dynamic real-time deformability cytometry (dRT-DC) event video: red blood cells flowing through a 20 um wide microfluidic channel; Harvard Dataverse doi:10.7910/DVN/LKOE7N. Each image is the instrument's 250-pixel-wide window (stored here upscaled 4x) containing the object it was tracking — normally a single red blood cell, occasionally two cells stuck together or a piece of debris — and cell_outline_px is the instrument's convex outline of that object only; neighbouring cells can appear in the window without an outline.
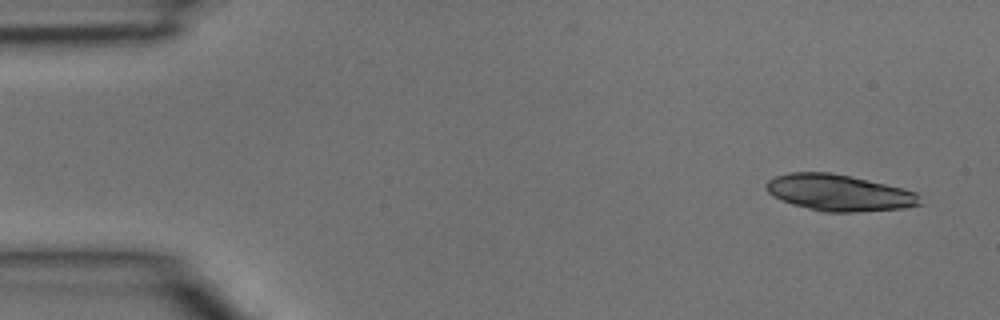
{"species": "common noctule bat (a hibernating species)", "species_latin": "Nyctalus noctula", "temperature_condition": "room temperature", "stored_images_in_passage": 38, "camera_frame_rate_fps": 3000, "um_per_image_px": 0.085, "animal": {"sex": "male", "body_mass_g": 15.6}, "frame": {"image": 1, "passage_image": 1, "time_ms": 0.0, "image_size_px": [1000, 320], "cell_outline_px": [[924, 204], [904, 208], [860, 212], [824, 212], [792, 204], [780, 200], [772, 196], [768, 192], [764, 184], [768, 180], [776, 176], [788, 172], [832, 172], [852, 176], [904, 188], [916, 192], [920, 196]], "centroid_in_image_um": [71.34, 16.38], "position_along_channel_um": 13.7, "area_um2": 33.06}}